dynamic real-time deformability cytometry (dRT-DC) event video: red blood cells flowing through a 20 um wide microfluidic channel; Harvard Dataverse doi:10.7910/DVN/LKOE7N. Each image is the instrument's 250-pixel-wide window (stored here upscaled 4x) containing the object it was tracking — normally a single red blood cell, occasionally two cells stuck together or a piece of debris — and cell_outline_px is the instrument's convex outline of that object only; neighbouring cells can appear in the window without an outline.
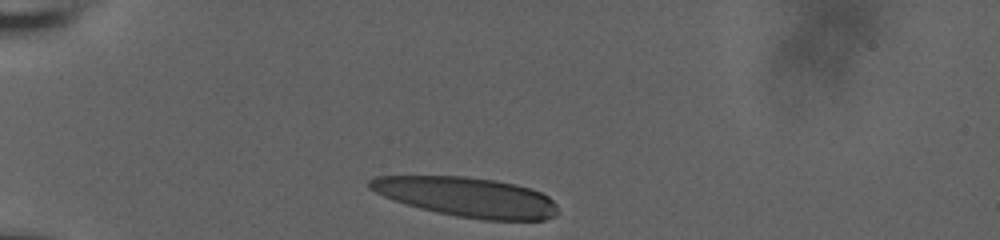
{"species": "human", "species_latin": "Homo sapiens", "temperature_condition": "room temperature", "stored_images_in_passage": 33, "camera_frame_rate_fps": 3000, "um_per_image_px": 0.085, "donor": {"sex": "male"}, "frame": {"image": 1, "passage_image": 1, "time_ms": 0.0, "image_size_px": [1000, 240], "cell_outline_px": [[556, 216], [544, 220], [484, 220], [456, 216], [436, 212], [420, 208], [384, 196], [368, 188], [368, 180], [376, 176], [464, 176], [496, 180], [516, 184], [540, 192], [548, 196], [556, 204]], "centroid_in_image_um": [39.7, 16.74], "position_along_channel_um": 45.3, "area_um2": 43.29}}
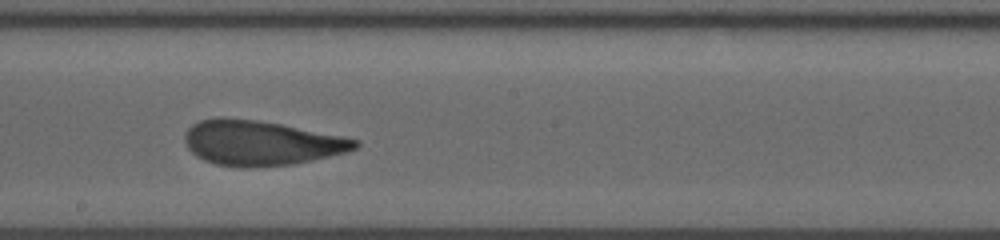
{"frame": {"image": 2, "passage_image": 19, "time_ms": 6.0, "image_size_px": [1000, 240], "cell_outline_px": [[360, 144], [356, 148], [348, 152], [312, 160], [292, 164], [248, 168], [240, 168], [216, 164], [204, 160], [196, 156], [188, 148], [184, 140], [184, 136], [188, 128], [192, 124], [200, 120], [220, 116], [224, 116], [256, 120], [280, 124], [344, 136], [360, 140]], "centroid_in_image_um": [22.17, 12.15], "position_along_channel_um": 226.0, "area_um2": 44.85}}
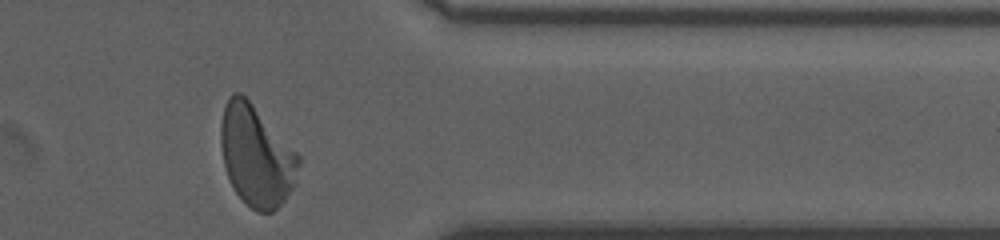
{"frame": {"image": 3, "passage_image": 33, "time_ms": 10.667, "image_size_px": [1000, 240], "cell_outline_px": [[300, 164], [296, 184], [284, 200], [272, 212], [256, 212], [236, 192], [224, 168], [220, 144], [220, 128], [224, 104], [228, 96], [232, 92], [240, 92], [252, 104], [300, 156]], "centroid_in_image_um": [21.77, 13.24], "position_along_channel_um": 389.6, "area_um2": 45.49}, "authors_computed_cell_mechanics": {"area_um2": 44.3904, "velocity_mm_per_s": 3.7095, "shape_relaxation_time_tau1_ms": 6.7062, "shape_relaxation_time_tau2_ms": 1.1803, "deformation_change_tau1": 0.2548, "deformation_change_tau2": 0.0876}}